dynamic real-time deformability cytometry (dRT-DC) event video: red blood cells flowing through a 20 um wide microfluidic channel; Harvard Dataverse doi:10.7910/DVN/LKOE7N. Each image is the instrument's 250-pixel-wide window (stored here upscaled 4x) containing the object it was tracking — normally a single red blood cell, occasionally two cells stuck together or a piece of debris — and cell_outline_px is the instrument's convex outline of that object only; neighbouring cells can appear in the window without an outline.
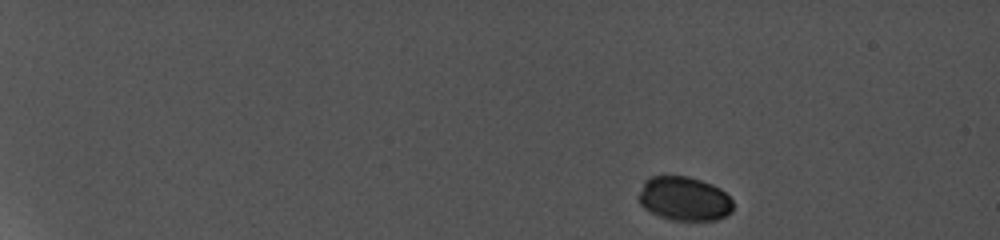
{"species": "common noctule bat (a hibernating species)", "species_latin": "Nyctalus noctula", "temperature_condition": "cold", "stored_images_in_passage": 9, "camera_frame_rate_fps": 5000, "um_per_image_px": 0.085, "animal": {"sex": "female", "body_mass_g": 19.0, "forearm_length_mm": 56.7}, "frame": {"image": 1, "passage_image": 1, "time_ms": 0.0, "image_size_px": [1000, 240], "cell_outline_px": [[732, 212], [728, 216], [716, 220], [672, 220], [660, 216], [644, 208], [640, 204], [636, 196], [644, 180], [652, 176], [688, 176], [712, 184], [720, 188], [732, 200]], "centroid_in_image_um": [58.14, 16.89], "position_along_channel_um": 26.9, "area_um2": 24.45}}
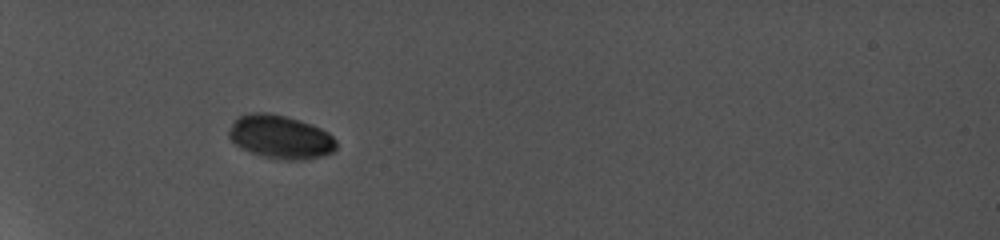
{"frame": {"image": 2, "passage_image": 6, "time_ms": 4.4, "image_size_px": [1000, 240], "cell_outline_px": [[336, 148], [332, 152], [324, 156], [308, 160], [284, 160], [264, 156], [252, 152], [236, 144], [228, 136], [228, 132], [232, 124], [240, 116], [284, 116], [320, 128], [328, 132], [336, 140]], "centroid_in_image_um": [23.92, 11.72], "position_along_channel_um": 61.1, "area_um2": 26.01}}
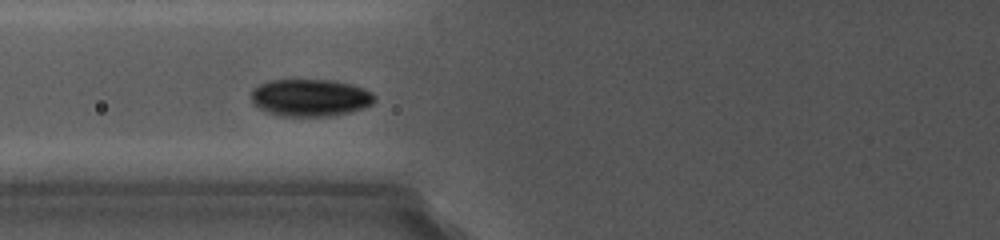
{"frame": {"image": 3, "passage_image": 8, "time_ms": 6.2, "image_size_px": [1000, 240], "cell_outline_px": [[376, 100], [372, 104], [364, 108], [348, 112], [328, 116], [280, 116], [268, 112], [260, 108], [252, 100], [252, 92], [260, 84], [272, 80], [332, 80], [352, 84], [364, 88], [372, 92], [376, 96]], "centroid_in_image_um": [26.43, 8.3], "position_along_channel_um": 99.4, "area_um2": 26.65}}